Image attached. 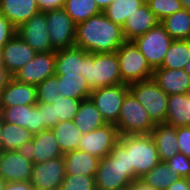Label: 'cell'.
<instances>
[{
    "label": "cell",
    "instance_id": "1",
    "mask_svg": "<svg viewBox=\"0 0 190 190\" xmlns=\"http://www.w3.org/2000/svg\"><path fill=\"white\" fill-rule=\"evenodd\" d=\"M125 41L122 27L103 12L76 24L75 46L89 53L116 52Z\"/></svg>",
    "mask_w": 190,
    "mask_h": 190
},
{
    "label": "cell",
    "instance_id": "2",
    "mask_svg": "<svg viewBox=\"0 0 190 190\" xmlns=\"http://www.w3.org/2000/svg\"><path fill=\"white\" fill-rule=\"evenodd\" d=\"M133 182V168H129L127 151L118 141L110 154L99 161L95 175L96 189L122 190Z\"/></svg>",
    "mask_w": 190,
    "mask_h": 190
},
{
    "label": "cell",
    "instance_id": "3",
    "mask_svg": "<svg viewBox=\"0 0 190 190\" xmlns=\"http://www.w3.org/2000/svg\"><path fill=\"white\" fill-rule=\"evenodd\" d=\"M83 77L91 90L124 83L116 52L90 53L83 60Z\"/></svg>",
    "mask_w": 190,
    "mask_h": 190
},
{
    "label": "cell",
    "instance_id": "4",
    "mask_svg": "<svg viewBox=\"0 0 190 190\" xmlns=\"http://www.w3.org/2000/svg\"><path fill=\"white\" fill-rule=\"evenodd\" d=\"M118 141L127 151L134 181L142 178L160 162L157 147L150 134L120 135Z\"/></svg>",
    "mask_w": 190,
    "mask_h": 190
},
{
    "label": "cell",
    "instance_id": "5",
    "mask_svg": "<svg viewBox=\"0 0 190 190\" xmlns=\"http://www.w3.org/2000/svg\"><path fill=\"white\" fill-rule=\"evenodd\" d=\"M148 112L129 91L120 109L117 124L119 135L150 134L155 127Z\"/></svg>",
    "mask_w": 190,
    "mask_h": 190
},
{
    "label": "cell",
    "instance_id": "6",
    "mask_svg": "<svg viewBox=\"0 0 190 190\" xmlns=\"http://www.w3.org/2000/svg\"><path fill=\"white\" fill-rule=\"evenodd\" d=\"M122 81L126 84L152 78L153 69L133 40H126L117 50Z\"/></svg>",
    "mask_w": 190,
    "mask_h": 190
},
{
    "label": "cell",
    "instance_id": "7",
    "mask_svg": "<svg viewBox=\"0 0 190 190\" xmlns=\"http://www.w3.org/2000/svg\"><path fill=\"white\" fill-rule=\"evenodd\" d=\"M129 89L155 124L165 123L168 95L152 78L131 83Z\"/></svg>",
    "mask_w": 190,
    "mask_h": 190
},
{
    "label": "cell",
    "instance_id": "8",
    "mask_svg": "<svg viewBox=\"0 0 190 190\" xmlns=\"http://www.w3.org/2000/svg\"><path fill=\"white\" fill-rule=\"evenodd\" d=\"M133 41L147 59L150 67L155 70L162 66L173 39L169 36L164 27L158 23L146 34L136 37Z\"/></svg>",
    "mask_w": 190,
    "mask_h": 190
},
{
    "label": "cell",
    "instance_id": "9",
    "mask_svg": "<svg viewBox=\"0 0 190 190\" xmlns=\"http://www.w3.org/2000/svg\"><path fill=\"white\" fill-rule=\"evenodd\" d=\"M129 91V85L121 83L94 89L89 98L101 112L106 123L116 125L124 98Z\"/></svg>",
    "mask_w": 190,
    "mask_h": 190
},
{
    "label": "cell",
    "instance_id": "10",
    "mask_svg": "<svg viewBox=\"0 0 190 190\" xmlns=\"http://www.w3.org/2000/svg\"><path fill=\"white\" fill-rule=\"evenodd\" d=\"M46 19L49 39L55 51L75 46L76 24L64 8L46 11Z\"/></svg>",
    "mask_w": 190,
    "mask_h": 190
},
{
    "label": "cell",
    "instance_id": "11",
    "mask_svg": "<svg viewBox=\"0 0 190 190\" xmlns=\"http://www.w3.org/2000/svg\"><path fill=\"white\" fill-rule=\"evenodd\" d=\"M55 63L56 51L38 52L12 78L21 83L37 86L46 78L55 75Z\"/></svg>",
    "mask_w": 190,
    "mask_h": 190
},
{
    "label": "cell",
    "instance_id": "12",
    "mask_svg": "<svg viewBox=\"0 0 190 190\" xmlns=\"http://www.w3.org/2000/svg\"><path fill=\"white\" fill-rule=\"evenodd\" d=\"M119 136L114 124H106L94 131L82 134L78 150L87 152L99 159L105 158L118 142Z\"/></svg>",
    "mask_w": 190,
    "mask_h": 190
},
{
    "label": "cell",
    "instance_id": "13",
    "mask_svg": "<svg viewBox=\"0 0 190 190\" xmlns=\"http://www.w3.org/2000/svg\"><path fill=\"white\" fill-rule=\"evenodd\" d=\"M65 177L63 156L33 164L30 184L34 190H59Z\"/></svg>",
    "mask_w": 190,
    "mask_h": 190
},
{
    "label": "cell",
    "instance_id": "14",
    "mask_svg": "<svg viewBox=\"0 0 190 190\" xmlns=\"http://www.w3.org/2000/svg\"><path fill=\"white\" fill-rule=\"evenodd\" d=\"M16 33L35 52L55 51L49 39L46 12H39L16 28Z\"/></svg>",
    "mask_w": 190,
    "mask_h": 190
},
{
    "label": "cell",
    "instance_id": "15",
    "mask_svg": "<svg viewBox=\"0 0 190 190\" xmlns=\"http://www.w3.org/2000/svg\"><path fill=\"white\" fill-rule=\"evenodd\" d=\"M33 164L24 150L0 151V177L5 182L30 181Z\"/></svg>",
    "mask_w": 190,
    "mask_h": 190
},
{
    "label": "cell",
    "instance_id": "16",
    "mask_svg": "<svg viewBox=\"0 0 190 190\" xmlns=\"http://www.w3.org/2000/svg\"><path fill=\"white\" fill-rule=\"evenodd\" d=\"M36 53L16 33L1 49L2 66L13 77L21 67L34 58Z\"/></svg>",
    "mask_w": 190,
    "mask_h": 190
},
{
    "label": "cell",
    "instance_id": "17",
    "mask_svg": "<svg viewBox=\"0 0 190 190\" xmlns=\"http://www.w3.org/2000/svg\"><path fill=\"white\" fill-rule=\"evenodd\" d=\"M24 152L34 164L63 156L51 129L34 134L33 140L26 145Z\"/></svg>",
    "mask_w": 190,
    "mask_h": 190
},
{
    "label": "cell",
    "instance_id": "18",
    "mask_svg": "<svg viewBox=\"0 0 190 190\" xmlns=\"http://www.w3.org/2000/svg\"><path fill=\"white\" fill-rule=\"evenodd\" d=\"M4 122L27 128L33 134L42 131V111L37 105L0 108Z\"/></svg>",
    "mask_w": 190,
    "mask_h": 190
},
{
    "label": "cell",
    "instance_id": "19",
    "mask_svg": "<svg viewBox=\"0 0 190 190\" xmlns=\"http://www.w3.org/2000/svg\"><path fill=\"white\" fill-rule=\"evenodd\" d=\"M152 79L168 96L190 90V75L184 69L157 68Z\"/></svg>",
    "mask_w": 190,
    "mask_h": 190
},
{
    "label": "cell",
    "instance_id": "20",
    "mask_svg": "<svg viewBox=\"0 0 190 190\" xmlns=\"http://www.w3.org/2000/svg\"><path fill=\"white\" fill-rule=\"evenodd\" d=\"M36 104V86L18 82L14 78L0 92V108Z\"/></svg>",
    "mask_w": 190,
    "mask_h": 190
},
{
    "label": "cell",
    "instance_id": "21",
    "mask_svg": "<svg viewBox=\"0 0 190 190\" xmlns=\"http://www.w3.org/2000/svg\"><path fill=\"white\" fill-rule=\"evenodd\" d=\"M159 22L155 14L145 2L130 16H127L122 32L125 40H134L136 37L146 34Z\"/></svg>",
    "mask_w": 190,
    "mask_h": 190
},
{
    "label": "cell",
    "instance_id": "22",
    "mask_svg": "<svg viewBox=\"0 0 190 190\" xmlns=\"http://www.w3.org/2000/svg\"><path fill=\"white\" fill-rule=\"evenodd\" d=\"M89 54L76 46L56 50L55 75L80 74L83 76V60Z\"/></svg>",
    "mask_w": 190,
    "mask_h": 190
},
{
    "label": "cell",
    "instance_id": "23",
    "mask_svg": "<svg viewBox=\"0 0 190 190\" xmlns=\"http://www.w3.org/2000/svg\"><path fill=\"white\" fill-rule=\"evenodd\" d=\"M36 0H1L0 13L16 28L39 13Z\"/></svg>",
    "mask_w": 190,
    "mask_h": 190
},
{
    "label": "cell",
    "instance_id": "24",
    "mask_svg": "<svg viewBox=\"0 0 190 190\" xmlns=\"http://www.w3.org/2000/svg\"><path fill=\"white\" fill-rule=\"evenodd\" d=\"M65 161V175L95 176L100 159L78 149L63 155Z\"/></svg>",
    "mask_w": 190,
    "mask_h": 190
},
{
    "label": "cell",
    "instance_id": "25",
    "mask_svg": "<svg viewBox=\"0 0 190 190\" xmlns=\"http://www.w3.org/2000/svg\"><path fill=\"white\" fill-rule=\"evenodd\" d=\"M150 135L155 142L161 162H166L179 152L176 127L164 123L156 124Z\"/></svg>",
    "mask_w": 190,
    "mask_h": 190
},
{
    "label": "cell",
    "instance_id": "26",
    "mask_svg": "<svg viewBox=\"0 0 190 190\" xmlns=\"http://www.w3.org/2000/svg\"><path fill=\"white\" fill-rule=\"evenodd\" d=\"M164 124L176 128L190 126V97L187 93L168 96V108Z\"/></svg>",
    "mask_w": 190,
    "mask_h": 190
},
{
    "label": "cell",
    "instance_id": "27",
    "mask_svg": "<svg viewBox=\"0 0 190 190\" xmlns=\"http://www.w3.org/2000/svg\"><path fill=\"white\" fill-rule=\"evenodd\" d=\"M73 121L82 134L89 133L107 124L90 98L82 100Z\"/></svg>",
    "mask_w": 190,
    "mask_h": 190
},
{
    "label": "cell",
    "instance_id": "28",
    "mask_svg": "<svg viewBox=\"0 0 190 190\" xmlns=\"http://www.w3.org/2000/svg\"><path fill=\"white\" fill-rule=\"evenodd\" d=\"M34 134L27 128L4 122L2 127L1 151L24 150L33 140Z\"/></svg>",
    "mask_w": 190,
    "mask_h": 190
},
{
    "label": "cell",
    "instance_id": "29",
    "mask_svg": "<svg viewBox=\"0 0 190 190\" xmlns=\"http://www.w3.org/2000/svg\"><path fill=\"white\" fill-rule=\"evenodd\" d=\"M51 130L63 155L78 149L82 133L73 120L59 122Z\"/></svg>",
    "mask_w": 190,
    "mask_h": 190
},
{
    "label": "cell",
    "instance_id": "30",
    "mask_svg": "<svg viewBox=\"0 0 190 190\" xmlns=\"http://www.w3.org/2000/svg\"><path fill=\"white\" fill-rule=\"evenodd\" d=\"M58 94L63 97L84 100L90 97L92 90L86 80L80 74L77 75H58Z\"/></svg>",
    "mask_w": 190,
    "mask_h": 190
},
{
    "label": "cell",
    "instance_id": "31",
    "mask_svg": "<svg viewBox=\"0 0 190 190\" xmlns=\"http://www.w3.org/2000/svg\"><path fill=\"white\" fill-rule=\"evenodd\" d=\"M160 24L173 40H190V11L187 9L162 19Z\"/></svg>",
    "mask_w": 190,
    "mask_h": 190
},
{
    "label": "cell",
    "instance_id": "32",
    "mask_svg": "<svg viewBox=\"0 0 190 190\" xmlns=\"http://www.w3.org/2000/svg\"><path fill=\"white\" fill-rule=\"evenodd\" d=\"M190 60V40H173L160 68L184 69Z\"/></svg>",
    "mask_w": 190,
    "mask_h": 190
},
{
    "label": "cell",
    "instance_id": "33",
    "mask_svg": "<svg viewBox=\"0 0 190 190\" xmlns=\"http://www.w3.org/2000/svg\"><path fill=\"white\" fill-rule=\"evenodd\" d=\"M180 178V175L169 171L165 162L160 161L154 168L144 174L140 180L156 190H166L174 181Z\"/></svg>",
    "mask_w": 190,
    "mask_h": 190
},
{
    "label": "cell",
    "instance_id": "34",
    "mask_svg": "<svg viewBox=\"0 0 190 190\" xmlns=\"http://www.w3.org/2000/svg\"><path fill=\"white\" fill-rule=\"evenodd\" d=\"M144 3L145 0H114L102 12L109 20L123 27L127 16H131Z\"/></svg>",
    "mask_w": 190,
    "mask_h": 190
},
{
    "label": "cell",
    "instance_id": "35",
    "mask_svg": "<svg viewBox=\"0 0 190 190\" xmlns=\"http://www.w3.org/2000/svg\"><path fill=\"white\" fill-rule=\"evenodd\" d=\"M64 10L75 24L86 21L102 12L95 0H66Z\"/></svg>",
    "mask_w": 190,
    "mask_h": 190
},
{
    "label": "cell",
    "instance_id": "36",
    "mask_svg": "<svg viewBox=\"0 0 190 190\" xmlns=\"http://www.w3.org/2000/svg\"><path fill=\"white\" fill-rule=\"evenodd\" d=\"M82 100L57 95L52 107L54 108V126L62 121L73 120L79 110Z\"/></svg>",
    "mask_w": 190,
    "mask_h": 190
},
{
    "label": "cell",
    "instance_id": "37",
    "mask_svg": "<svg viewBox=\"0 0 190 190\" xmlns=\"http://www.w3.org/2000/svg\"><path fill=\"white\" fill-rule=\"evenodd\" d=\"M58 75L46 78L43 82L36 86L37 103L53 104L59 91Z\"/></svg>",
    "mask_w": 190,
    "mask_h": 190
},
{
    "label": "cell",
    "instance_id": "38",
    "mask_svg": "<svg viewBox=\"0 0 190 190\" xmlns=\"http://www.w3.org/2000/svg\"><path fill=\"white\" fill-rule=\"evenodd\" d=\"M159 22L183 9L179 0H145Z\"/></svg>",
    "mask_w": 190,
    "mask_h": 190
},
{
    "label": "cell",
    "instance_id": "39",
    "mask_svg": "<svg viewBox=\"0 0 190 190\" xmlns=\"http://www.w3.org/2000/svg\"><path fill=\"white\" fill-rule=\"evenodd\" d=\"M59 190H97L95 176L65 175Z\"/></svg>",
    "mask_w": 190,
    "mask_h": 190
},
{
    "label": "cell",
    "instance_id": "40",
    "mask_svg": "<svg viewBox=\"0 0 190 190\" xmlns=\"http://www.w3.org/2000/svg\"><path fill=\"white\" fill-rule=\"evenodd\" d=\"M171 173L180 175L182 178H190V158L178 152L165 162Z\"/></svg>",
    "mask_w": 190,
    "mask_h": 190
},
{
    "label": "cell",
    "instance_id": "41",
    "mask_svg": "<svg viewBox=\"0 0 190 190\" xmlns=\"http://www.w3.org/2000/svg\"><path fill=\"white\" fill-rule=\"evenodd\" d=\"M178 151L190 158V126L176 128Z\"/></svg>",
    "mask_w": 190,
    "mask_h": 190
},
{
    "label": "cell",
    "instance_id": "42",
    "mask_svg": "<svg viewBox=\"0 0 190 190\" xmlns=\"http://www.w3.org/2000/svg\"><path fill=\"white\" fill-rule=\"evenodd\" d=\"M16 34V27L0 13V50Z\"/></svg>",
    "mask_w": 190,
    "mask_h": 190
},
{
    "label": "cell",
    "instance_id": "43",
    "mask_svg": "<svg viewBox=\"0 0 190 190\" xmlns=\"http://www.w3.org/2000/svg\"><path fill=\"white\" fill-rule=\"evenodd\" d=\"M42 111V131L54 127V108L52 104L37 103Z\"/></svg>",
    "mask_w": 190,
    "mask_h": 190
},
{
    "label": "cell",
    "instance_id": "44",
    "mask_svg": "<svg viewBox=\"0 0 190 190\" xmlns=\"http://www.w3.org/2000/svg\"><path fill=\"white\" fill-rule=\"evenodd\" d=\"M41 12L64 8L66 0H36Z\"/></svg>",
    "mask_w": 190,
    "mask_h": 190
},
{
    "label": "cell",
    "instance_id": "45",
    "mask_svg": "<svg viewBox=\"0 0 190 190\" xmlns=\"http://www.w3.org/2000/svg\"><path fill=\"white\" fill-rule=\"evenodd\" d=\"M3 190H34L30 181L6 182Z\"/></svg>",
    "mask_w": 190,
    "mask_h": 190
},
{
    "label": "cell",
    "instance_id": "46",
    "mask_svg": "<svg viewBox=\"0 0 190 190\" xmlns=\"http://www.w3.org/2000/svg\"><path fill=\"white\" fill-rule=\"evenodd\" d=\"M166 190H190V178H180L174 181Z\"/></svg>",
    "mask_w": 190,
    "mask_h": 190
},
{
    "label": "cell",
    "instance_id": "47",
    "mask_svg": "<svg viewBox=\"0 0 190 190\" xmlns=\"http://www.w3.org/2000/svg\"><path fill=\"white\" fill-rule=\"evenodd\" d=\"M12 76L6 71V68L2 66V55L0 50V92L8 84Z\"/></svg>",
    "mask_w": 190,
    "mask_h": 190
},
{
    "label": "cell",
    "instance_id": "48",
    "mask_svg": "<svg viewBox=\"0 0 190 190\" xmlns=\"http://www.w3.org/2000/svg\"><path fill=\"white\" fill-rule=\"evenodd\" d=\"M122 190H156L152 188L149 185H146L143 181L140 179L135 180L131 186H128L126 188H123Z\"/></svg>",
    "mask_w": 190,
    "mask_h": 190
},
{
    "label": "cell",
    "instance_id": "49",
    "mask_svg": "<svg viewBox=\"0 0 190 190\" xmlns=\"http://www.w3.org/2000/svg\"><path fill=\"white\" fill-rule=\"evenodd\" d=\"M101 11L105 10L114 0H95Z\"/></svg>",
    "mask_w": 190,
    "mask_h": 190
},
{
    "label": "cell",
    "instance_id": "50",
    "mask_svg": "<svg viewBox=\"0 0 190 190\" xmlns=\"http://www.w3.org/2000/svg\"><path fill=\"white\" fill-rule=\"evenodd\" d=\"M182 4L183 9L190 11V0H179Z\"/></svg>",
    "mask_w": 190,
    "mask_h": 190
},
{
    "label": "cell",
    "instance_id": "51",
    "mask_svg": "<svg viewBox=\"0 0 190 190\" xmlns=\"http://www.w3.org/2000/svg\"><path fill=\"white\" fill-rule=\"evenodd\" d=\"M3 123H4V120H3L2 113H1V111H0V151H1V143H2L1 137H2V127H3Z\"/></svg>",
    "mask_w": 190,
    "mask_h": 190
},
{
    "label": "cell",
    "instance_id": "52",
    "mask_svg": "<svg viewBox=\"0 0 190 190\" xmlns=\"http://www.w3.org/2000/svg\"><path fill=\"white\" fill-rule=\"evenodd\" d=\"M184 70L190 75V60L188 63L185 65Z\"/></svg>",
    "mask_w": 190,
    "mask_h": 190
},
{
    "label": "cell",
    "instance_id": "53",
    "mask_svg": "<svg viewBox=\"0 0 190 190\" xmlns=\"http://www.w3.org/2000/svg\"><path fill=\"white\" fill-rule=\"evenodd\" d=\"M5 183L6 182L0 177V190H3Z\"/></svg>",
    "mask_w": 190,
    "mask_h": 190
},
{
    "label": "cell",
    "instance_id": "54",
    "mask_svg": "<svg viewBox=\"0 0 190 190\" xmlns=\"http://www.w3.org/2000/svg\"><path fill=\"white\" fill-rule=\"evenodd\" d=\"M188 97H190V90L187 92Z\"/></svg>",
    "mask_w": 190,
    "mask_h": 190
}]
</instances>
